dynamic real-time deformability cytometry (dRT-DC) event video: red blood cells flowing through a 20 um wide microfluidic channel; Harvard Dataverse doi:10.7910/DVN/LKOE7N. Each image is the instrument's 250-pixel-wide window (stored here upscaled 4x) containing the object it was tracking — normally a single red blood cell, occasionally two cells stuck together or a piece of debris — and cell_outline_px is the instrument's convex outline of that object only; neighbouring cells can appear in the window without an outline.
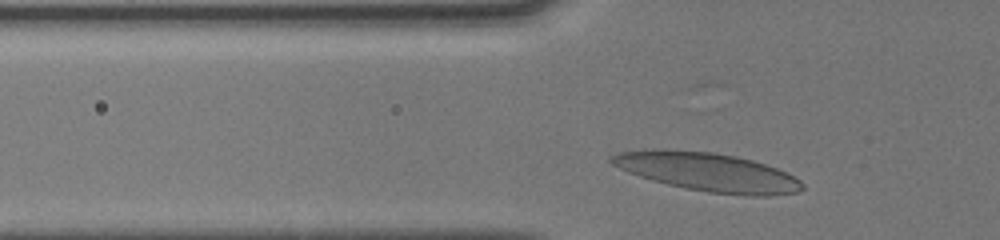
{"species": "human", "species_latin": "Homo sapiens", "temperature_condition": "cold", "stored_images_in_passage": 28, "camera_frame_rate_fps": 3000, "um_per_image_px": 0.085, "donor": {"sex": "male"}, "frame": {"image": 1, "passage_image": 3, "time_ms": 0.667, "image_size_px": [1000, 240], "cell_outline_px": [[804, 188], [796, 192], [772, 196], [748, 196], [708, 192], [684, 188], [652, 180], [628, 172], [612, 164], [608, 160], [608, 156], [620, 152], [652, 148], [656, 148], [712, 152], [736, 156], [752, 160], [776, 168], [800, 180], [804, 184]], "centroid_in_image_um": [60.12, 14.61], "position_along_channel_um": 65.7, "area_um2": 42.95}}
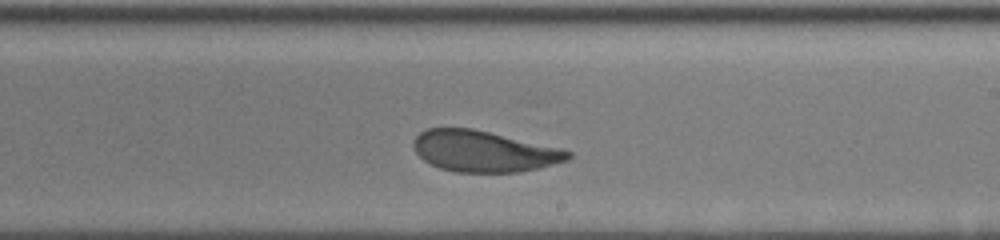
{"frame": {"image": 2, "passage_image": 17, "time_ms": 5.333, "image_size_px": [1000, 240], "cell_outline_px": [[572, 156], [568, 160], [540, 168], [516, 172], [456, 172], [440, 168], [424, 160], [416, 152], [412, 144], [412, 140], [420, 132], [428, 128], [472, 128], [564, 148], [572, 152]], "centroid_in_image_um": [41.16, 12.85], "position_along_channel_um": 247.8, "area_um2": 37.22}}
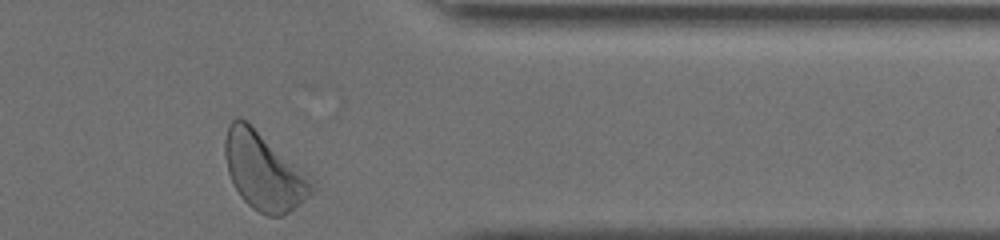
{"frame": {"image": 3, "passage_image": 28, "time_ms": 9.0, "image_size_px": [1000, 240], "cell_outline_px": [[320, 188], [316, 192], [284, 216], [268, 216], [252, 208], [240, 196], [228, 172], [224, 156], [224, 140], [228, 124], [236, 116], [240, 116], [248, 120], [312, 176], [316, 180]], "centroid_in_image_um": [22.49, 14.53], "position_along_channel_um": 388.9, "area_um2": 40.52}, "authors_computed_cell_mechanics": {"area_um2": 38.1191, "velocity_mm_per_s": 4.0513, "shape_relaxation_time_tau1_ms": 2.9538, "shape_relaxation_time_tau2_ms": 1.4171, "deformation_change_tau1": 0.1299, "deformation_change_tau2": 0.0847}}